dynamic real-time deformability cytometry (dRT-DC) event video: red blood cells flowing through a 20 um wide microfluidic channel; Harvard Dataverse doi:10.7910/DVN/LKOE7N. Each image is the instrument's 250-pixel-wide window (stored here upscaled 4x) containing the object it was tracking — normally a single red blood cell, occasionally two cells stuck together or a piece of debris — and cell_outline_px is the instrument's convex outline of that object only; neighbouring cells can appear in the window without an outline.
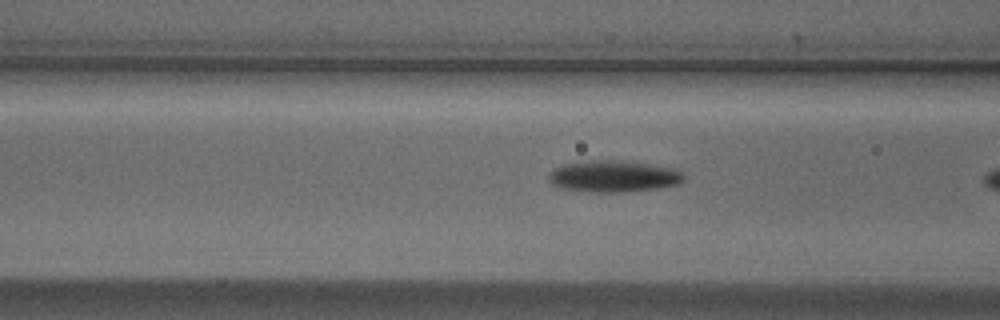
{"species": "Egyptian fruit bat (a non-hibernating species)", "species_latin": "Rousettus aegyptiacus", "temperature_condition": "cold", "stored_images_in_passage": 7, "camera_frame_rate_fps": 3000, "um_per_image_px": 0.085, "animal": {"sex": "male"}, "frame": {"image": 1, "passage_image": 6, "time_ms": 1.667, "image_size_px": [1000, 320], "cell_outline_px": [[684, 180], [680, 184], [660, 188], [620, 192], [592, 192], [560, 188], [552, 184], [548, 180], [548, 176], [560, 164], [588, 160], [620, 160], [676, 168], [684, 176]], "centroid_in_image_um": [52.15, 14.98], "position_along_channel_um": 114.4, "area_um2": 25.03}}